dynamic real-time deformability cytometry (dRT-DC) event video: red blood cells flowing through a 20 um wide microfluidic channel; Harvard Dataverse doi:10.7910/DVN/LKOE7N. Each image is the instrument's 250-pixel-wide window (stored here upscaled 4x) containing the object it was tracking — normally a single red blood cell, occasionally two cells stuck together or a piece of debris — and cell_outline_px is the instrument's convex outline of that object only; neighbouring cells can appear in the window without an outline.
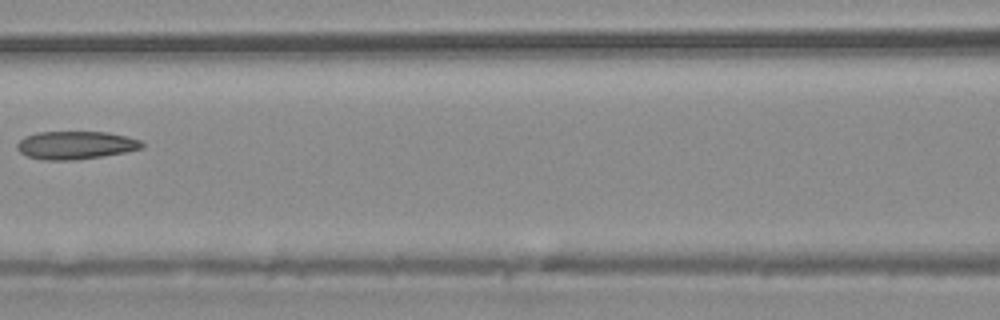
{"species": "common noctule bat (a hibernating species)", "species_latin": "Nyctalus noctula", "temperature_condition": "warm", "stored_images_in_passage": 7, "camera_frame_rate_fps": 3000, "um_per_image_px": 0.085, "animal": {"sex": "male", "body_mass_g": 20.4}, "frame": {"image": 1, "passage_image": 7, "time_ms": 7.667, "image_size_px": [1000, 320], "cell_outline_px": [[144, 148], [124, 152], [76, 160], [44, 160], [28, 156], [20, 152], [16, 148], [16, 144], [24, 136], [36, 132], [108, 132], [140, 140], [144, 144]], "centroid_in_image_um": [6.4, 12.33], "position_along_channel_um": 160.2, "area_um2": 20.35}}